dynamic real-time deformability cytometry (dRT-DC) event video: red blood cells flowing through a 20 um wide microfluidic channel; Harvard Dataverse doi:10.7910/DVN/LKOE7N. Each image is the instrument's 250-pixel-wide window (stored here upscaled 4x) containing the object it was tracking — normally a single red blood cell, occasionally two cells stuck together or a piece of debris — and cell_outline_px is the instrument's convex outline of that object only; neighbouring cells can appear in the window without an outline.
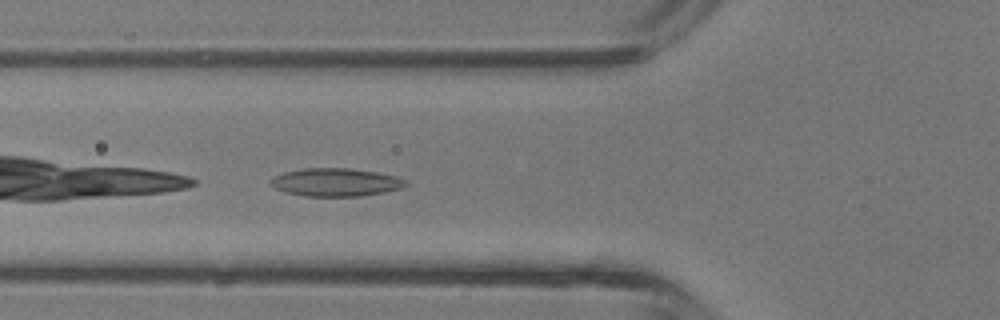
{"species": "common noctule bat (a hibernating species)", "species_latin": "Nyctalus noctula", "temperature_condition": "room temperature", "stored_images_in_passage": 30, "camera_frame_rate_fps": 3000, "um_per_image_px": 0.085, "animal": {"sex": "male", "body_mass_g": 13.3}, "frame": {"image": 1, "passage_image": 3, "time_ms": 0.667, "image_size_px": [1000, 320], "cell_outline_px": [[408, 184], [400, 188], [384, 192], [360, 196], [304, 196], [288, 192], [276, 188], [272, 184], [272, 180], [276, 176], [284, 172], [304, 168], [352, 168], [376, 172], [396, 176], [408, 180]], "centroid_in_image_um": [28.6, 15.48], "position_along_channel_um": 97.2, "area_um2": 21.85}}
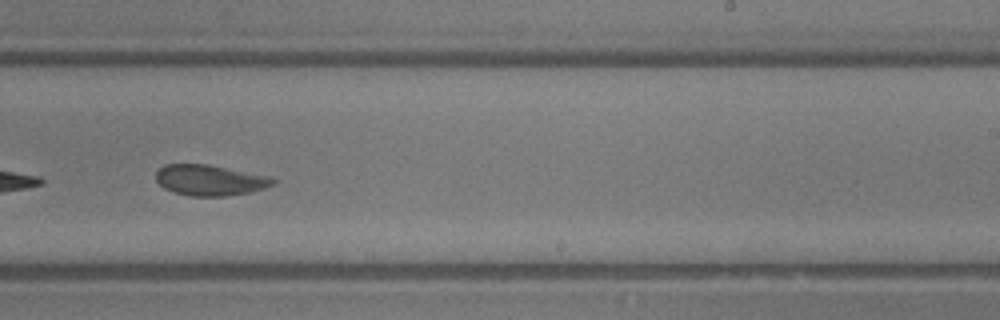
{"frame": {"image": 2, "passage_image": 14, "time_ms": 4.333, "image_size_px": [1000, 320], "cell_outline_px": [[276, 184], [264, 188], [248, 192], [224, 196], [188, 196], [172, 192], [164, 188], [156, 180], [156, 172], [164, 164], [208, 164], [268, 176], [276, 180]], "centroid_in_image_um": [17.81, 15.31], "position_along_channel_um": 271.2, "area_um2": 20.92}}
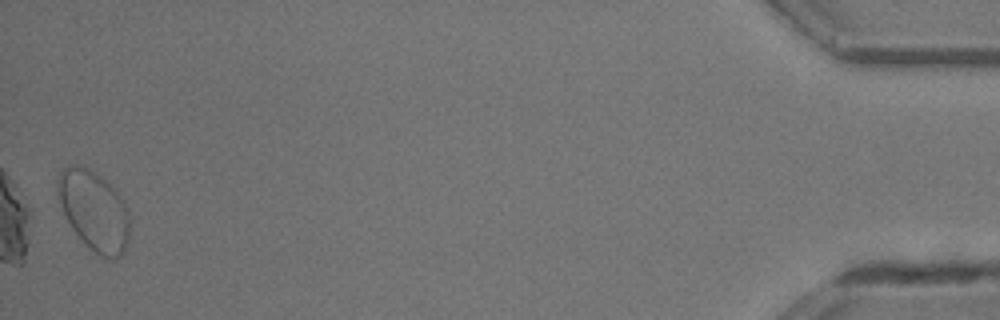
{"frame": {"image": 3, "passage_image": 30, "time_ms": 9.667, "image_size_px": [1000, 320], "cell_outline_px": [[128, 236], [124, 252], [116, 260], [112, 260], [100, 256], [72, 228], [64, 212], [56, 188], [56, 180], [60, 172], [64, 168], [72, 164], [76, 164], [96, 172], [120, 196], [128, 212]], "centroid_in_image_um": [7.98, 17.89], "position_along_channel_um": 427.2, "area_um2": 32.66}, "authors_computed_cell_mechanics": {"area_um2": 21.4438, "velocity_mm_per_s": 4.7443, "shape_relaxation_time_tau1_ms": 3.19, "shape_relaxation_time_tau2_ms": 1.4604, "deformation_change_tau1": 0.0902, "deformation_change_tau2": 0.068}}